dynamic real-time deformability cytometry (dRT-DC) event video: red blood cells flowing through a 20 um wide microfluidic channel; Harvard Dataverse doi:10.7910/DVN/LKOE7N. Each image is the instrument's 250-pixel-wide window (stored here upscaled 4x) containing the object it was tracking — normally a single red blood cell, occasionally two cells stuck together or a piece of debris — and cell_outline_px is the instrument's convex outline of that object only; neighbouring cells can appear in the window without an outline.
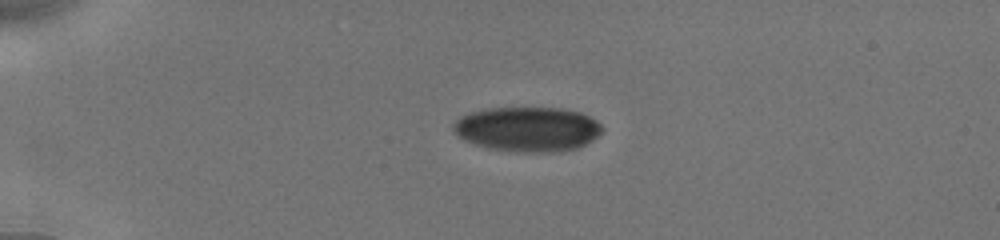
{"species": "human", "species_latin": "Homo sapiens", "temperature_condition": "cold", "stored_images_in_passage": 86, "camera_frame_rate_fps": 3000, "um_per_image_px": 0.085, "donor": {"sex": "male"}, "frame": {"image": 1, "passage_image": 1, "time_ms": 0.0, "image_size_px": [1000, 240], "cell_outline_px": [[604, 128], [592, 140], [576, 148], [560, 152], [516, 152], [488, 148], [476, 144], [460, 136], [452, 128], [452, 124], [460, 116], [472, 112], [488, 108], [560, 108], [580, 112], [596, 120]], "centroid_in_image_um": [44.86, 10.97], "position_along_channel_um": 40.1, "area_um2": 38.55}}
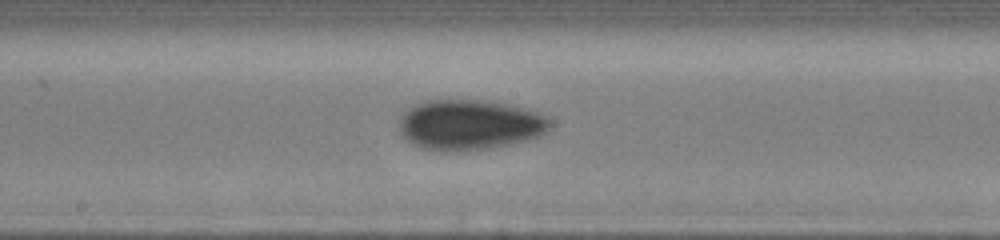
{"frame": {"image": 2, "passage_image": 33, "time_ms": 5.667, "image_size_px": [1000, 240], "cell_outline_px": [[552, 124], [544, 132], [536, 136], [504, 144], [480, 148], [444, 152], [420, 148], [412, 144], [400, 132], [400, 116], [404, 112], [416, 104], [424, 100], [440, 96], [484, 100], [504, 104], [536, 112], [544, 116]], "centroid_in_image_um": [39.78, 10.55], "position_along_channel_um": 208.4, "area_um2": 43.99}}
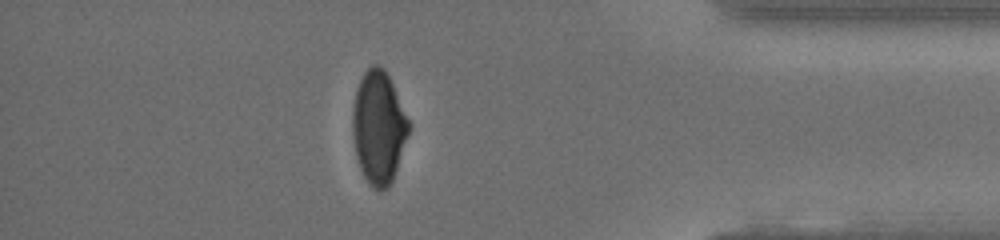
{"frame": {"image": 3, "passage_image": 67, "time_ms": 11.333, "image_size_px": [1000, 240], "cell_outline_px": [[412, 124], [392, 180], [388, 188], [380, 192], [364, 176], [360, 168], [356, 156], [352, 140], [352, 112], [356, 92], [360, 80], [364, 72], [372, 64], [380, 64], [384, 68]], "centroid_in_image_um": [32.18, 10.8], "position_along_channel_um": 403.0, "area_um2": 36.88}, "authors_computed_cell_mechanics": {"area_um2": 39.1306, "velocity_mm_per_s": 3.9062, "shape_relaxation_time_tau1_ms": 6.6462, "shape_relaxation_time_tau2_ms": 3.2409, "deformation_change_tau1": 0.1601, "deformation_change_tau2": 0.0608}}